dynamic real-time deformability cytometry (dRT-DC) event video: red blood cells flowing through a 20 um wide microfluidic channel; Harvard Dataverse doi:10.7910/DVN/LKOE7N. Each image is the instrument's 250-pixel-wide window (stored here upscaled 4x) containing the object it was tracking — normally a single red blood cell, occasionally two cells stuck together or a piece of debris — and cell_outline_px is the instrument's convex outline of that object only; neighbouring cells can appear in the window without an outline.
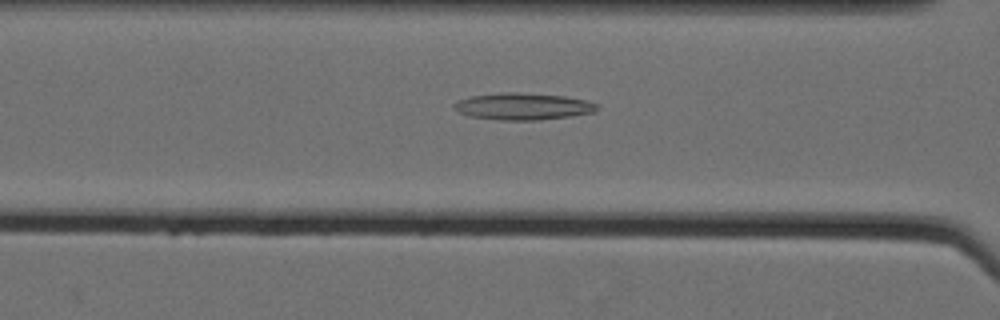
{"species": "Egyptian fruit bat (a non-hibernating species)", "species_latin": "Rousettus aegyptiacus", "temperature_condition": "cold", "stored_images_in_passage": 62, "camera_frame_rate_fps": 3000, "um_per_image_px": 0.085, "animal": {"sex": "female"}, "frame": {"image": 1, "passage_image": 30, "time_ms": 9.667, "image_size_px": [1000, 320], "cell_outline_px": [[600, 108], [592, 112], [572, 116], [540, 120], [500, 120], [468, 116], [452, 108], [452, 104], [456, 100], [472, 96], [500, 92], [516, 92], [564, 96], [584, 100], [600, 104]], "centroid_in_image_um": [44.43, 9.04], "position_along_channel_um": 122.2, "area_um2": 22.54}}
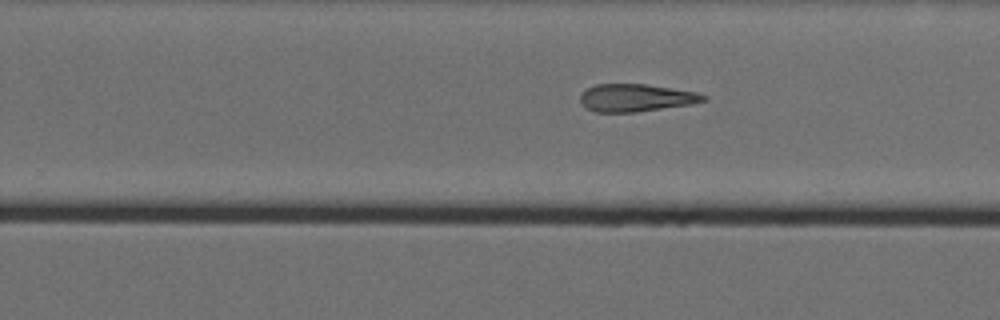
{"frame": {"image": 2, "passage_image": 43, "time_ms": 14.0, "image_size_px": [1000, 320], "cell_outline_px": [[708, 100], [692, 104], [636, 112], [596, 112], [584, 108], [580, 100], [580, 96], [588, 88], [596, 84], [648, 84], [696, 92], [708, 96]], "centroid_in_image_um": [54.08, 8.31], "position_along_channel_um": 275.7, "area_um2": 19.88}}
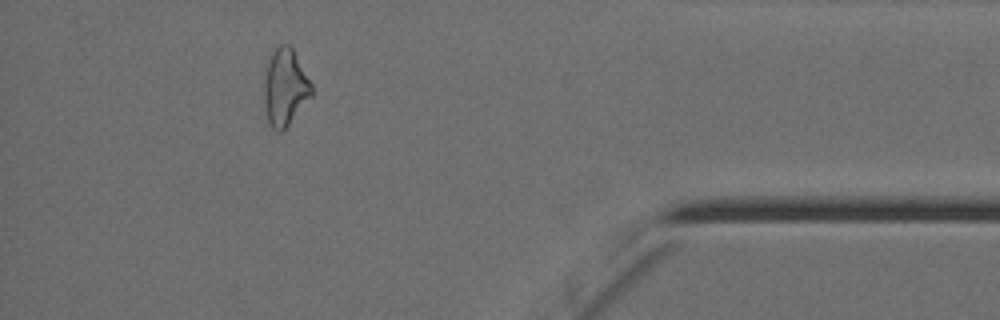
{"frame": {"image": 3, "passage_image": 57, "time_ms": 18.667, "image_size_px": [1000, 320], "cell_outline_px": [[312, 96], [284, 132], [276, 132], [272, 128], [268, 120], [264, 108], [264, 80], [268, 64], [272, 52], [280, 44], [288, 44], [292, 48], [312, 84]], "centroid_in_image_um": [24.23, 7.49], "position_along_channel_um": 411.0, "area_um2": 21.39}, "authors_computed_cell_mechanics": {"area_um2": 22.5998, "velocity_mm_per_s": 3.5504, "shape_relaxation_time_tau1_ms": null, "shape_relaxation_time_tau2_ms": 11.0253, "deformation_change_tau1": null, "deformation_change_tau2": 0.2933}}